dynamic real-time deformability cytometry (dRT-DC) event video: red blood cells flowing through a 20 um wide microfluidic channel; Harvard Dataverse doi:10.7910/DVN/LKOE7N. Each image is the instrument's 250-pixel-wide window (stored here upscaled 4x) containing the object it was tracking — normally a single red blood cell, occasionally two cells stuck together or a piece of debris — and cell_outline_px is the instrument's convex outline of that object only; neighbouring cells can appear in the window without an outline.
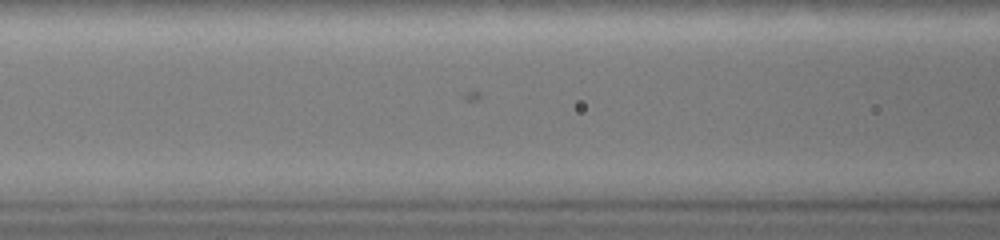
{"species": "common noctule bat (a hibernating species)", "species_latin": "Nyctalus noctula", "temperature_condition": "warm", "stored_images_in_passage": 19, "camera_frame_rate_fps": 3000, "um_per_image_px": 0.085, "animal": {"sex": "female", "body_mass_g": 19.0, "forearm_length_mm": 51.5}, "frame": {"image": 1, "passage_image": 19, "time_ms": 6.0, "image_size_px": [1000, 240], "cell_outline_px": [[340, 200], [332, 204], [252, 224], [228, 224], [124, 204], [116, 200]], "centroid_in_image_um": [19.65, 17.75], "position_along_channel_um": 146.9, "area_um2": 23.0}}